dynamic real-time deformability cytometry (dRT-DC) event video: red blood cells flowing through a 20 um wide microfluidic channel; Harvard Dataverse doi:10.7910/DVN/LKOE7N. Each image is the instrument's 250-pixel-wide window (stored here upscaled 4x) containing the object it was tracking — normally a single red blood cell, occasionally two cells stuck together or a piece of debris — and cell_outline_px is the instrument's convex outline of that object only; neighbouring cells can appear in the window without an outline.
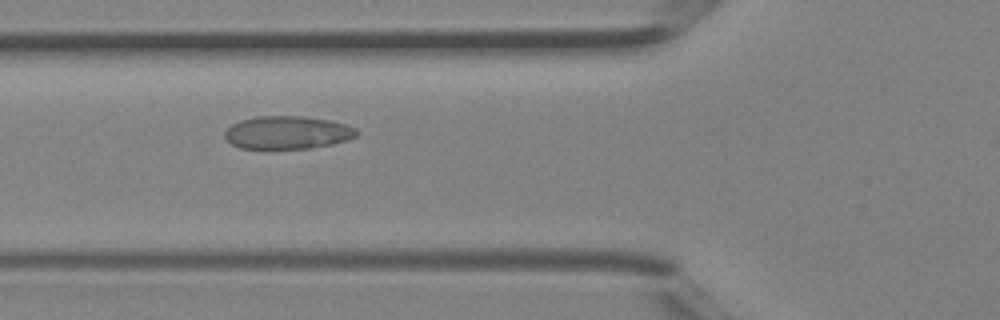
{"species": "Egyptian fruit bat (a non-hibernating species)", "species_latin": "Rousettus aegyptiacus", "temperature_condition": "room temperature", "stored_images_in_passage": 40, "camera_frame_rate_fps": 3000, "um_per_image_px": 0.085, "animal": {"sex": "female"}, "frame": {"image": 1, "passage_image": 14, "time_ms": 4.333, "image_size_px": [1000, 320], "cell_outline_px": [[360, 132], [356, 136], [348, 140], [332, 144], [312, 148], [240, 148], [232, 144], [224, 136], [224, 132], [232, 124], [240, 120], [256, 116], [304, 116], [332, 120], [356, 128]], "centroid_in_image_um": [24.46, 11.25], "position_along_channel_um": 101.3, "area_um2": 25.43}}
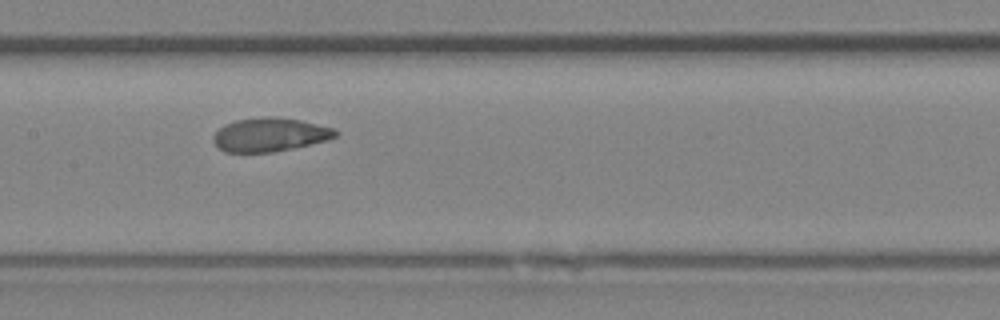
{"frame": {"image": 2, "passage_image": 19, "time_ms": 6.0, "image_size_px": [1000, 320], "cell_outline_px": [[340, 132], [336, 136], [328, 140], [292, 148], [272, 152], [224, 152], [212, 140], [212, 136], [224, 124], [236, 120], [264, 116], [276, 116], [300, 120], [336, 128]], "centroid_in_image_um": [22.96, 11.43], "position_along_channel_um": 184.4, "area_um2": 24.1}}
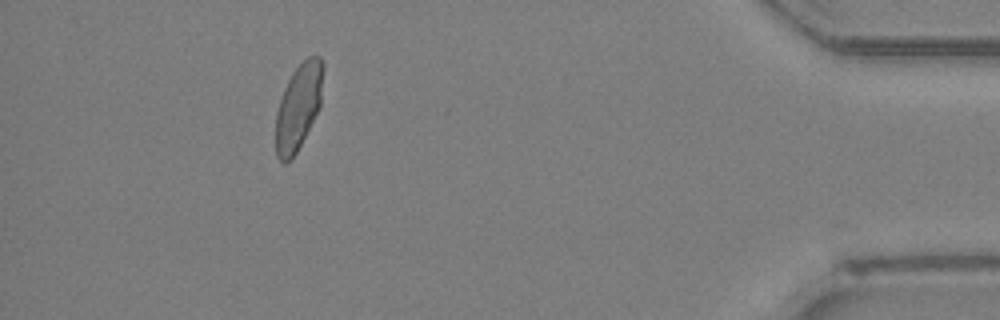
{"frame": {"image": 3, "passage_image": 36, "time_ms": 11.667, "image_size_px": [1000, 320], "cell_outline_px": [[324, 68], [320, 104], [296, 152], [284, 164], [276, 156], [276, 112], [284, 88], [292, 72], [308, 56], [320, 56], [324, 64]], "centroid_in_image_um": [25.36, 9.02], "position_along_channel_um": 409.8, "area_um2": 23.24}}